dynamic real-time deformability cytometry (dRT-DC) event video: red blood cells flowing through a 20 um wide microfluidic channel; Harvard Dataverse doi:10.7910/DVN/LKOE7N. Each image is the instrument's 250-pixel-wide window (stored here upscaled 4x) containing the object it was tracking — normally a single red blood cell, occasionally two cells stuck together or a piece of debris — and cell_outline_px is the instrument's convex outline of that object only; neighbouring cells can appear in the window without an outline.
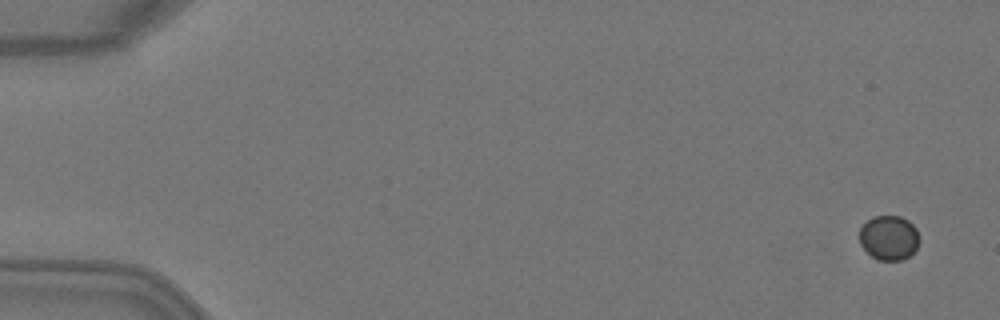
{"species": "Egyptian fruit bat (a non-hibernating species)", "species_latin": "Rousettus aegyptiacus", "temperature_condition": "warm", "stored_images_in_passage": 5, "camera_frame_rate_fps": 3000, "um_per_image_px": 0.085, "animal": {"sex": "female"}, "frame": {"image": 1, "passage_image": 5, "time_ms": 1.333, "image_size_px": [1000, 320], "cell_outline_px": [[920, 240], [916, 248], [908, 256], [900, 260], [876, 260], [860, 244], [860, 228], [872, 216], [900, 216], [908, 220], [916, 228]], "centroid_in_image_um": [75.56, 20.2], "position_along_channel_um": 9.4, "area_um2": 15.49}}